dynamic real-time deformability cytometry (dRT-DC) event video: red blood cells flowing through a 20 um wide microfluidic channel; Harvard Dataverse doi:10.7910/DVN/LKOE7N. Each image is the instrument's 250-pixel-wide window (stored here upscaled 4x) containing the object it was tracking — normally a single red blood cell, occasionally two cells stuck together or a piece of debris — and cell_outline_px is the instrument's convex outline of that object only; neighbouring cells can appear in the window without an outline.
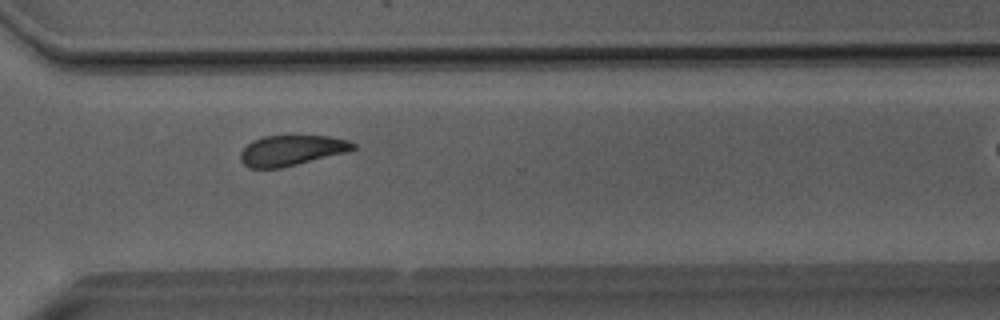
{"species": "Egyptian fruit bat (a non-hibernating species)", "species_latin": "Rousettus aegyptiacus", "temperature_condition": "room temperature", "stored_images_in_passage": 31, "camera_frame_rate_fps": 3000, "um_per_image_px": 0.085, "animal": {"sex": "male"}, "frame": {"image": 1, "passage_image": 27, "time_ms": 8.667, "image_size_px": [1000, 320], "cell_outline_px": [[356, 148], [348, 152], [280, 168], [248, 168], [240, 160], [240, 152], [252, 140], [264, 136], [328, 136], [348, 140], [356, 144]], "centroid_in_image_um": [24.78, 12.78], "position_along_channel_um": 345.8, "area_um2": 19.94}}